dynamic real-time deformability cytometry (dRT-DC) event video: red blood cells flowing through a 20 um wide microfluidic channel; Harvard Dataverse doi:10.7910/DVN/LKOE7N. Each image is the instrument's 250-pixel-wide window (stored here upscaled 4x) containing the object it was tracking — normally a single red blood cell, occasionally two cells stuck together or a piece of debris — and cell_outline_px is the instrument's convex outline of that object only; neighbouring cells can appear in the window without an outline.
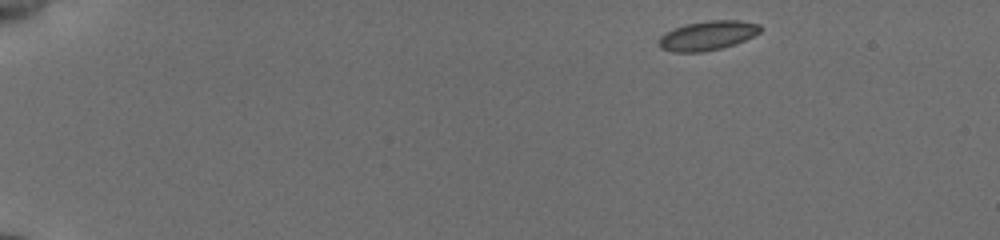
{"species": "common noctule bat (a hibernating species)", "species_latin": "Nyctalus noctula", "temperature_condition": "cold", "stored_images_in_passage": 48, "camera_frame_rate_fps": 3000, "um_per_image_px": 0.085, "animal": {"sex": "female", "body_mass_g": 19.5, "forearm_length_mm": 54.1}, "frame": {"image": 1, "passage_image": 1, "time_ms": 0.0, "image_size_px": [1000, 240], "cell_outline_px": [[764, 28], [760, 32], [736, 44], [704, 52], [672, 52], [660, 48], [660, 36], [684, 24], [708, 20], [736, 20], [760, 24]], "centroid_in_image_um": [60.18, 3.02], "position_along_channel_um": 24.8, "area_um2": 17.28}}
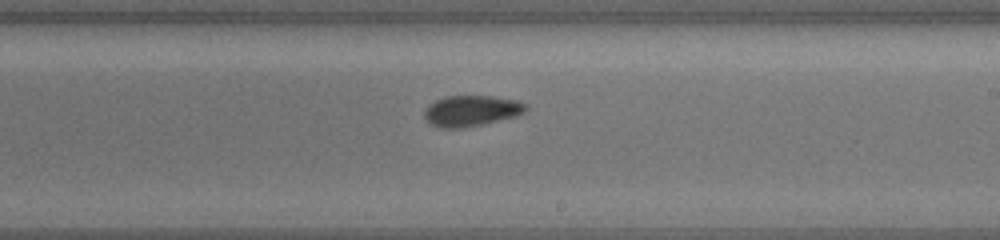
{"frame": {"image": 2, "passage_image": 28, "time_ms": 9.0, "image_size_px": [1000, 240], "cell_outline_px": [[528, 108], [524, 112], [516, 116], [480, 124], [460, 128], [440, 128], [428, 124], [424, 116], [424, 112], [436, 100], [448, 96], [488, 96], [516, 100], [528, 104]], "centroid_in_image_um": [40.07, 9.42], "position_along_channel_um": 248.9, "area_um2": 17.98}}
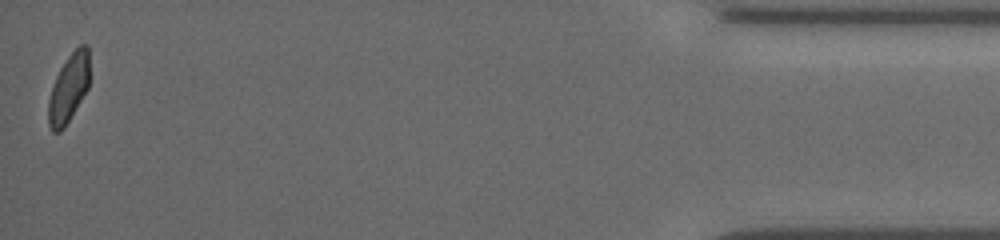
{"frame": {"image": 3, "passage_image": 48, "time_ms": 15.667, "image_size_px": [1000, 240], "cell_outline_px": [[88, 88], [64, 128], [60, 132], [52, 132], [48, 124], [48, 100], [56, 76], [60, 68], [68, 56], [80, 44], [88, 44]], "centroid_in_image_um": [5.82, 7.52], "position_along_channel_um": 429.4, "area_um2": 16.18}, "authors_computed_cell_mechanics": {"area_um2": 17.5712, "velocity_mm_per_s": 3.7978, "shape_relaxation_time_tau1_ms": 3.995, "shape_relaxation_time_tau2_ms": 1.8521, "deformation_change_tau1": 0.0704, "deformation_change_tau2": 0.0602}}